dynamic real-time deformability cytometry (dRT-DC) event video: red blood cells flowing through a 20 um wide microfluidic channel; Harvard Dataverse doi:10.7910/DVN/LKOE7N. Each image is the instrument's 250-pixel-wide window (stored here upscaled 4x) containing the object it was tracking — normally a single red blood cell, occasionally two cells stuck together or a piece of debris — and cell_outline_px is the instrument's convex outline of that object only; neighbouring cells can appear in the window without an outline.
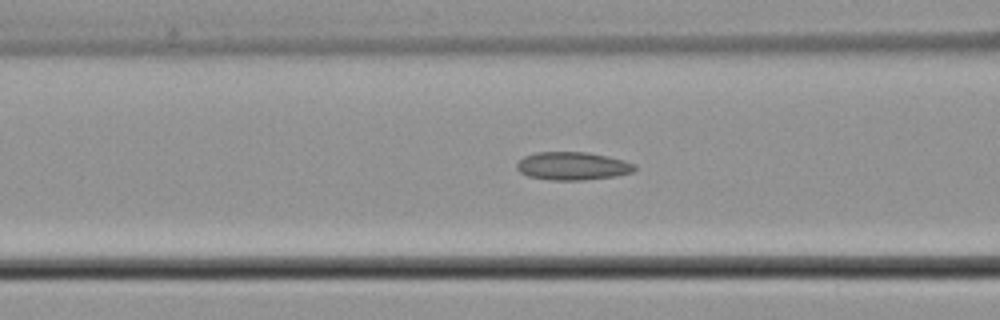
{"species": "common noctule bat (a hibernating species)", "species_latin": "Nyctalus noctula", "temperature_condition": "cold", "stored_images_in_passage": 34, "camera_frame_rate_fps": 3000, "um_per_image_px": 0.085, "animal": {"sex": "male", "body_mass_g": 21.5, "forearm_length_mm": 52.0}, "frame": {"image": 1, "passage_image": 12, "time_ms": 3.667, "image_size_px": [1000, 320], "cell_outline_px": [[636, 168], [632, 172], [616, 176], [584, 180], [552, 180], [528, 176], [520, 172], [516, 168], [516, 164], [524, 156], [536, 152], [588, 152], [608, 156], [624, 160], [636, 164]], "centroid_in_image_um": [48.68, 14.11], "position_along_channel_um": 117.9, "area_um2": 19.36}}
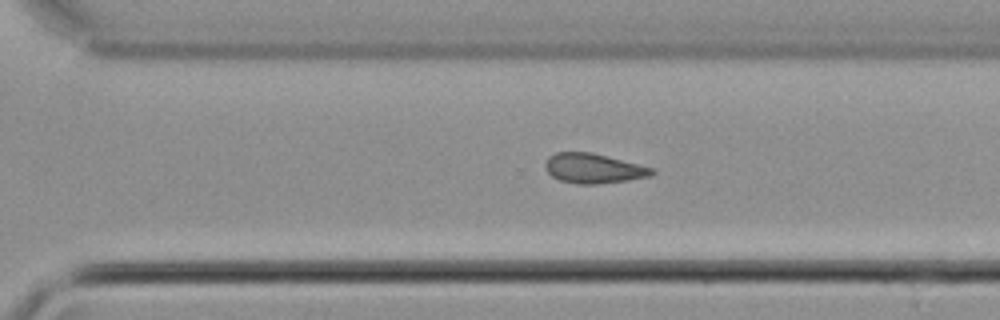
{"frame": {"image": 2, "passage_image": 28, "time_ms": 9.0, "image_size_px": [1000, 320], "cell_outline_px": [[656, 172], [652, 176], [628, 180], [596, 184], [576, 184], [560, 180], [552, 176], [544, 168], [544, 164], [548, 156], [556, 152], [592, 152], [652, 168]], "centroid_in_image_um": [50.41, 14.31], "position_along_channel_um": 320.2, "area_um2": 18.5}}
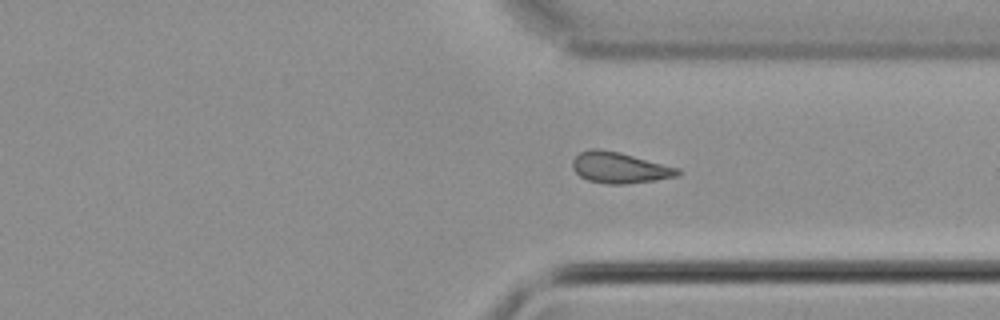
{"frame": {"image": 3, "passage_image": 31, "time_ms": 10.0, "image_size_px": [1000, 320], "cell_outline_px": [[684, 172], [680, 176], [656, 180], [624, 184], [608, 184], [588, 180], [580, 176], [572, 168], [572, 160], [580, 152], [592, 148], [600, 148], [620, 152], [680, 168]], "centroid_in_image_um": [52.71, 14.25], "position_along_channel_um": 358.7, "area_um2": 19.25}}